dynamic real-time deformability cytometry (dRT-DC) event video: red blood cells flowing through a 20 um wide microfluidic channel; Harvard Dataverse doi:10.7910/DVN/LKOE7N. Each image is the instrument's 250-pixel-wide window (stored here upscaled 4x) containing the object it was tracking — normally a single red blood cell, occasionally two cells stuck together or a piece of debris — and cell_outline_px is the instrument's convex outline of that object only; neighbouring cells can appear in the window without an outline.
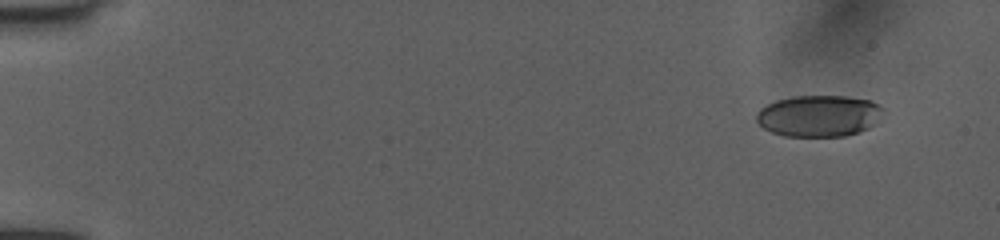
{"species": "human", "species_latin": "Homo sapiens", "temperature_condition": "room temperature", "stored_images_in_passage": 49, "camera_frame_rate_fps": 3000, "um_per_image_px": 0.085, "donor": {"sex": "female"}, "frame": {"image": 1, "passage_image": 1, "time_ms": 0.0, "image_size_px": [1000, 240], "cell_outline_px": [[884, 108], [876, 124], [868, 128], [844, 136], [784, 136], [772, 132], [764, 128], [756, 120], [756, 112], [760, 108], [776, 100], [796, 96], [844, 96], [872, 100]], "centroid_in_image_um": [69.61, 9.84], "position_along_channel_um": 15.4, "area_um2": 30.63}}
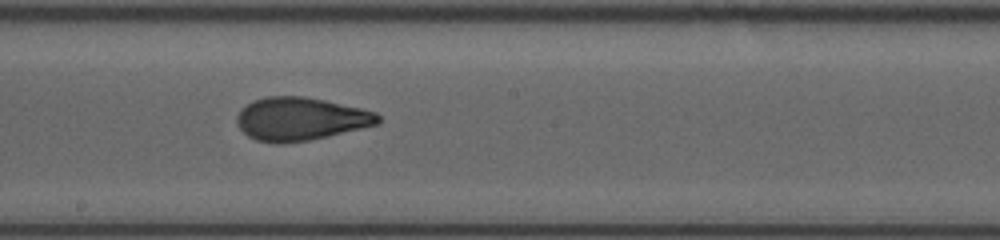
{"frame": {"image": 2, "passage_image": 27, "time_ms": 8.667, "image_size_px": [1000, 240], "cell_outline_px": [[380, 120], [376, 124], [328, 136], [308, 140], [284, 144], [276, 144], [256, 140], [248, 136], [240, 128], [236, 120], [236, 116], [240, 108], [252, 100], [268, 96], [304, 96], [324, 100], [360, 108], [376, 112], [380, 116]], "centroid_in_image_um": [25.48, 10.1], "position_along_channel_um": 222.7, "area_um2": 35.43}}
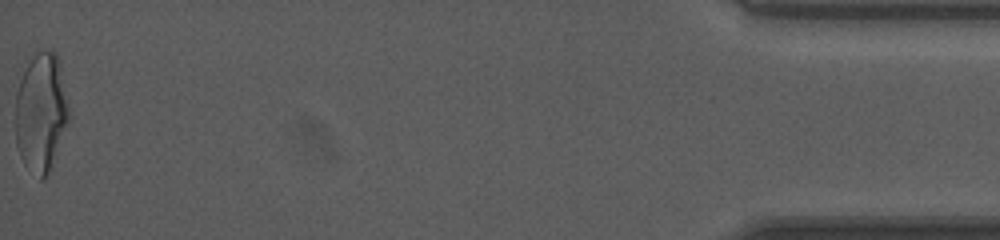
{"frame": {"image": 3, "passage_image": 49, "time_ms": 16.0, "image_size_px": [1000, 240], "cell_outline_px": [[68, 120], [52, 168], [40, 180], [24, 164], [20, 156], [16, 144], [16, 92], [20, 80], [28, 64], [36, 52], [56, 52], [60, 60], [68, 108]], "centroid_in_image_um": [3.49, 9.58], "position_along_channel_um": 431.7, "area_um2": 36.59}, "authors_computed_cell_mechanics": {"area_um2": 34.7378, "velocity_mm_per_s": 4.0447, "shape_relaxation_time_tau1_ms": 7.2935, "shape_relaxation_time_tau2_ms": 1.0672, "deformation_change_tau1": 0.23, "deformation_change_tau2": 0.0817}}